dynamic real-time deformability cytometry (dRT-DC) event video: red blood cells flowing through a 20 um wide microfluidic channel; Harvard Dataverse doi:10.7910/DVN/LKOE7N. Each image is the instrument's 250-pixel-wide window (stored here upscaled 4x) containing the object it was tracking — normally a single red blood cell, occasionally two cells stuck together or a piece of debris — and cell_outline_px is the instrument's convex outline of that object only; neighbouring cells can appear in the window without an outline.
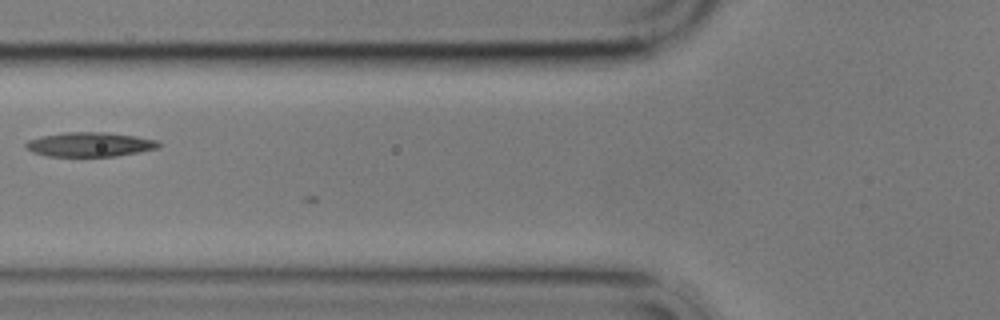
{"species": "common noctule bat (a hibernating species)", "species_latin": "Nyctalus noctula", "temperature_condition": "cold", "stored_images_in_passage": 7, "camera_frame_rate_fps": 3000, "um_per_image_px": 0.085, "animal": {"sex": "male", "body_mass_g": 17.9}, "frame": {"image": 1, "passage_image": 7, "time_ms": 6.667, "image_size_px": [1000, 320], "cell_outline_px": [[160, 148], [140, 152], [116, 156], [48, 156], [32, 152], [24, 144], [28, 140], [40, 136], [64, 132], [104, 132], [136, 136], [156, 140], [160, 144]], "centroid_in_image_um": [7.64, 12.27], "position_along_channel_um": 118.2, "area_um2": 18.9}}